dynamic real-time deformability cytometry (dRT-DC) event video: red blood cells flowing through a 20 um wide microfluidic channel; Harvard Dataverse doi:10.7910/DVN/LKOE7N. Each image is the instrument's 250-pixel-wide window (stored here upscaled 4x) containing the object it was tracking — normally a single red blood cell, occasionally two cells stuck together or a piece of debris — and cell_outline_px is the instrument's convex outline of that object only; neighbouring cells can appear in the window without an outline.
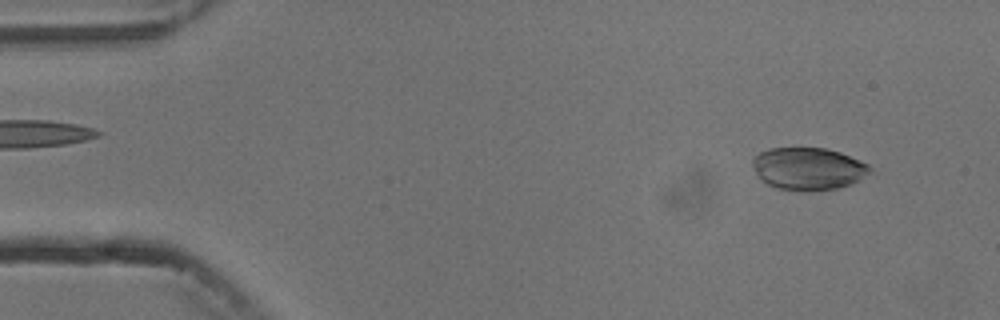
{"species": "common noctule bat (a hibernating species)", "species_latin": "Nyctalus noctula", "temperature_condition": "cold", "stored_images_in_passage": 3, "camera_frame_rate_fps": 3000, "um_per_image_px": 0.085, "animal": {"sex": "male", "body_mass_g": 13.3}, "frame": {"image": 1, "passage_image": 1, "time_ms": 0.0, "image_size_px": [1000, 320], "cell_outline_px": [[872, 172], [848, 184], [836, 188], [804, 192], [776, 188], [760, 180], [752, 164], [752, 160], [760, 152], [768, 148], [824, 148], [840, 152], [868, 164]], "centroid_in_image_um": [68.66, 14.34], "position_along_channel_um": 16.3, "area_um2": 28.84}}
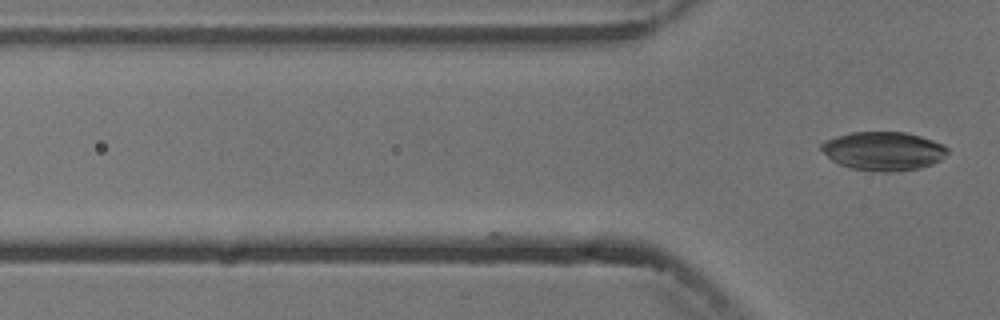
{"frame": {"image": 2, "passage_image": 3, "time_ms": 3.333, "image_size_px": [1000, 320], "cell_outline_px": [[948, 152], [940, 160], [932, 164], [920, 168], [888, 172], [884, 172], [852, 168], [840, 164], [832, 160], [820, 148], [820, 144], [824, 140], [836, 136], [852, 132], [904, 132], [920, 136], [944, 144], [948, 148]], "centroid_in_image_um": [75.09, 12.83], "position_along_channel_um": 50.7, "area_um2": 28.32}}